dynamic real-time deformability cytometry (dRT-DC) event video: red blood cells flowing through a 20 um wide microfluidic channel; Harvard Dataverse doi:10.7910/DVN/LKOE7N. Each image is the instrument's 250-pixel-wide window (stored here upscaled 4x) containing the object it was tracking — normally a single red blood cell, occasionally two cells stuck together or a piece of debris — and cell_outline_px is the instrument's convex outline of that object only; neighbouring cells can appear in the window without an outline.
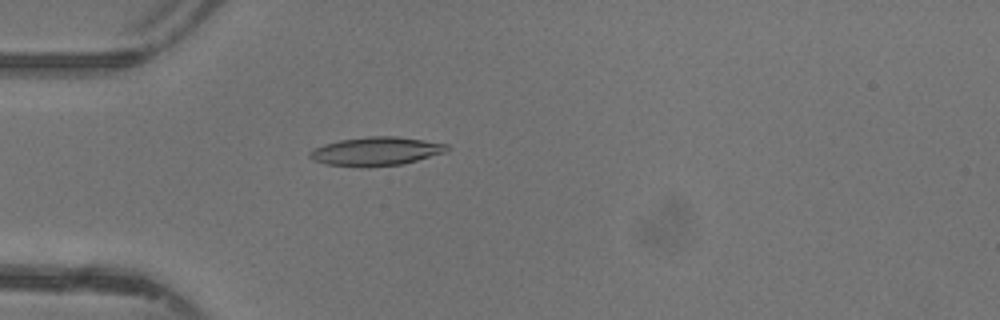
{"species": "common noctule bat (a hibernating species)", "species_latin": "Nyctalus noctula", "temperature_condition": "warm", "stored_images_in_passage": 45, "camera_frame_rate_fps": 3000, "um_per_image_px": 0.085, "animal": {"sex": "female"}, "frame": {"image": 1, "passage_image": 12, "time_ms": 3.667, "image_size_px": [1000, 320], "cell_outline_px": [[448, 148], [444, 152], [404, 164], [368, 168], [360, 168], [328, 164], [312, 160], [308, 156], [308, 152], [324, 144], [340, 140], [368, 136], [396, 136], [424, 140], [448, 144]], "centroid_in_image_um": [31.93, 12.87], "position_along_channel_um": 53.1, "area_um2": 23.06}}
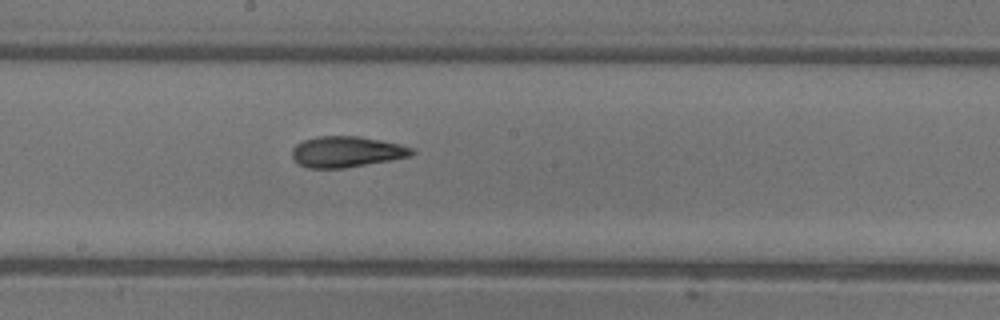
{"frame": {"image": 2, "passage_image": 24, "time_ms": 7.667, "image_size_px": [1000, 320], "cell_outline_px": [[416, 152], [412, 156], [392, 160], [344, 168], [308, 168], [300, 164], [292, 156], [292, 148], [296, 144], [304, 140], [316, 136], [360, 136], [400, 144], [412, 148]], "centroid_in_image_um": [29.48, 12.9], "position_along_channel_um": 218.7, "area_um2": 21.62}}
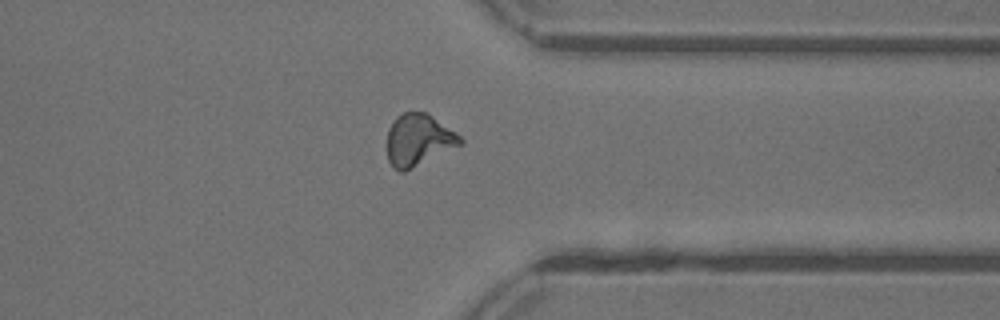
{"frame": {"image": 3, "passage_image": 35, "time_ms": 11.333, "image_size_px": [1000, 320], "cell_outline_px": [[464, 144], [404, 172], [400, 172], [388, 160], [388, 128], [392, 120], [396, 116], [404, 112], [428, 112], [456, 132], [464, 140]], "centroid_in_image_um": [35.6, 11.88], "position_along_channel_um": 375.8, "area_um2": 22.31}, "authors_computed_cell_mechanics": {"area_um2": 21.6172, "velocity_mm_per_s": 4.3829, "shape_relaxation_time_tau1_ms": 8.1766, "shape_relaxation_time_tau2_ms": 1.8778, "deformation_change_tau1": 0.2619, "deformation_change_tau2": 0.0989}}